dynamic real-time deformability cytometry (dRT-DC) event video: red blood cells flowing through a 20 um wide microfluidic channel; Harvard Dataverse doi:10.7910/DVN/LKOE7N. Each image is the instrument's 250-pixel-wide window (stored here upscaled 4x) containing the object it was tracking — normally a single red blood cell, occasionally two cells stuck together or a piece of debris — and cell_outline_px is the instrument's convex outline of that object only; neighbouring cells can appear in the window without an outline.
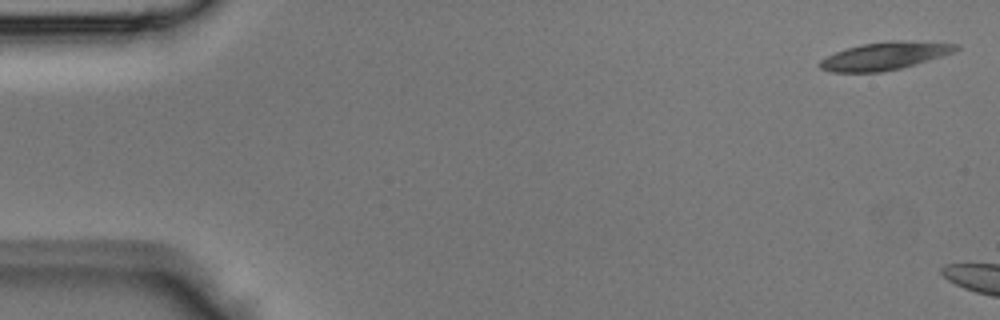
{"species": "Egyptian fruit bat (a non-hibernating species)", "species_latin": "Rousettus aegyptiacus", "temperature_condition": "room temperature", "stored_images_in_passage": 9, "camera_frame_rate_fps": 3000, "um_per_image_px": 0.085, "animal": {"sex": "male"}, "frame": {"image": 1, "passage_image": 1, "time_ms": 0.0, "image_size_px": [1000, 320], "cell_outline_px": [[960, 48], [956, 52], [916, 64], [900, 68], [880, 72], [832, 72], [820, 68], [816, 64], [820, 60], [836, 52], [860, 44], [900, 40], [960, 44]], "centroid_in_image_um": [75.23, 4.76], "position_along_channel_um": 9.8, "area_um2": 21.96}}